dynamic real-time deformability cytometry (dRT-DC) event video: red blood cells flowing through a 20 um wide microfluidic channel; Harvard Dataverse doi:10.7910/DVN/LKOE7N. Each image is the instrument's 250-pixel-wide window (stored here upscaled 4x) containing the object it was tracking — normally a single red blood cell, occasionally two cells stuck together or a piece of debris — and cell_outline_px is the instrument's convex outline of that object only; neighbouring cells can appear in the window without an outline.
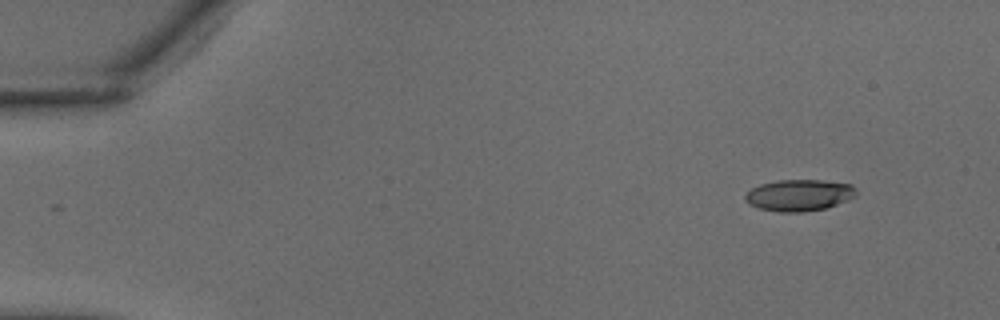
{"species": "common noctule bat (a hibernating species)", "species_latin": "Nyctalus noctula", "temperature_condition": "warm", "stored_images_in_passage": 6, "camera_frame_rate_fps": 3000, "um_per_image_px": 0.085, "animal": {"sex": "male", "body_mass_g": 18.8}, "frame": {"image": 1, "passage_image": 1, "time_ms": 0.0, "image_size_px": [1000, 320], "cell_outline_px": [[856, 196], [848, 200], [824, 208], [804, 212], [780, 212], [756, 208], [748, 204], [744, 200], [744, 196], [752, 188], [760, 184], [776, 180], [820, 180], [852, 184], [856, 188]], "centroid_in_image_um": [67.9, 16.59], "position_along_channel_um": 17.1, "area_um2": 20.52}}